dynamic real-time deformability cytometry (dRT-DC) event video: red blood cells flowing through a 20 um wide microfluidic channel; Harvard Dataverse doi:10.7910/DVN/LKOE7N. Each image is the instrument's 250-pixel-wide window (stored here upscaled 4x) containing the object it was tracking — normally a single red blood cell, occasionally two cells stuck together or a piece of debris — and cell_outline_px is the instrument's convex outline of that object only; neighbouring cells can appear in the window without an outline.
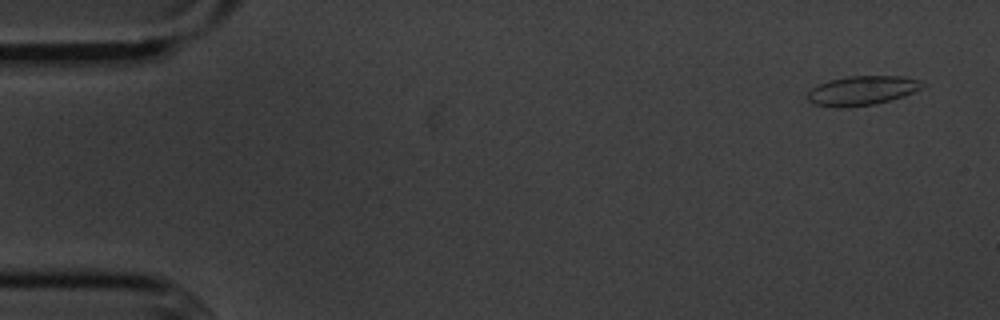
{"species": "common noctule bat (a hibernating species)", "species_latin": "Nyctalus noctula", "temperature_condition": "cold", "stored_images_in_passage": 4, "camera_frame_rate_fps": 3000, "um_per_image_px": 0.085, "animal": {"sex": "male", "body_mass_g": 20.1, "forearm_length_mm": 53.5}, "frame": {"image": 1, "passage_image": 1, "time_ms": 0.0, "image_size_px": [1000, 320], "cell_outline_px": [[924, 84], [920, 88], [904, 96], [872, 104], [844, 108], [840, 108], [816, 104], [808, 100], [808, 92], [816, 84], [828, 80], [848, 76], [904, 76], [920, 80]], "centroid_in_image_um": [73.24, 7.68], "position_along_channel_um": 11.8, "area_um2": 19.48}}